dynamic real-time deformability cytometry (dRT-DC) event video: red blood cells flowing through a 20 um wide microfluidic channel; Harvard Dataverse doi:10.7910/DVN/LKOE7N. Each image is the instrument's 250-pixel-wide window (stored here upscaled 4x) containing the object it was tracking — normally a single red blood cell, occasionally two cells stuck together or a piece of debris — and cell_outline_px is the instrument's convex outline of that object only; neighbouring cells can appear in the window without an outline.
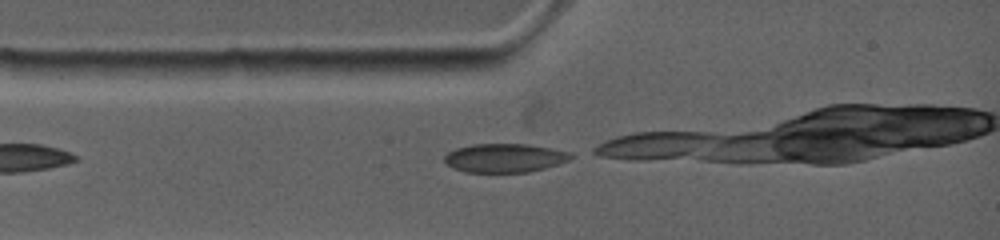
{"species": "common noctule bat (a hibernating species)", "species_latin": "Nyctalus noctula", "temperature_condition": "warm", "stored_images_in_passage": 2, "camera_frame_rate_fps": 4500, "um_per_image_px": 0.085, "animal": {"sex": "female", "body_mass_g": 19.0, "forearm_length_mm": 53.3}, "frame": {"image": 1, "passage_image": 2, "time_ms": 0.889, "image_size_px": [1000, 240], "cell_outline_px": [[572, 156], [568, 160], [544, 168], [528, 172], [464, 172], [452, 168], [444, 160], [444, 156], [448, 152], [456, 148], [476, 144], [524, 144], [548, 148], [568, 152]], "centroid_in_image_um": [42.82, 13.43], "position_along_channel_um": 42.2, "area_um2": 20.81}}